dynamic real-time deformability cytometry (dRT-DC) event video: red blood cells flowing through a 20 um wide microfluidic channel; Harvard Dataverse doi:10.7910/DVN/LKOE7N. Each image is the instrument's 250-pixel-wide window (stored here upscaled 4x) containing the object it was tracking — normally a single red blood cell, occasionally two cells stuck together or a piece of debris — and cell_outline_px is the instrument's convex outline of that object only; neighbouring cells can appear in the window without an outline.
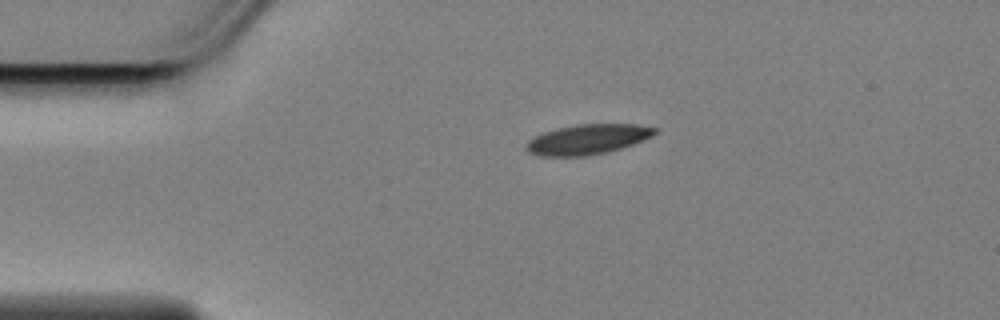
{"species": "Egyptian fruit bat (a non-hibernating species)", "species_latin": "Rousettus aegyptiacus", "temperature_condition": "cold", "stored_images_in_passage": 5, "camera_frame_rate_fps": 3000, "um_per_image_px": 0.085, "animal": {"sex": "female"}, "frame": {"image": 1, "passage_image": 1, "time_ms": 0.0, "image_size_px": [1000, 320], "cell_outline_px": [[660, 128], [652, 136], [644, 140], [620, 148], [604, 152], [584, 156], [540, 156], [528, 152], [524, 148], [524, 144], [532, 136], [540, 132], [556, 128], [576, 124], [636, 124]], "centroid_in_image_um": [49.88, 11.83], "position_along_channel_um": 35.1, "area_um2": 22.77}}